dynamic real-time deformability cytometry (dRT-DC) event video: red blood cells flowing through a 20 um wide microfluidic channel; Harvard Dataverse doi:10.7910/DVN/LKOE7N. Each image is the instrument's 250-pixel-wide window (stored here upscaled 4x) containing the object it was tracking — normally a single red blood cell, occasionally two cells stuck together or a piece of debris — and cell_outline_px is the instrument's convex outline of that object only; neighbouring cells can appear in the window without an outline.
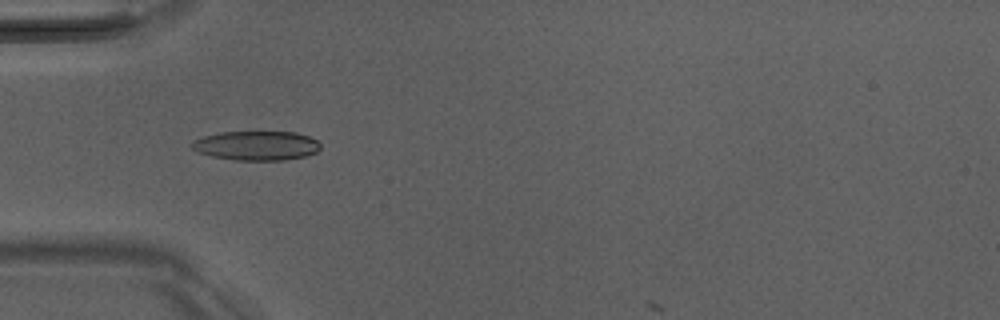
{"species": "Egyptian fruit bat (a non-hibernating species)", "species_latin": "Rousettus aegyptiacus", "temperature_condition": "room temperature", "stored_images_in_passage": 50, "camera_frame_rate_fps": 3000, "um_per_image_px": 0.085, "animal": {"sex": "male"}, "frame": {"image": 1, "passage_image": 17, "time_ms": 5.333, "image_size_px": [1000, 320], "cell_outline_px": [[320, 148], [316, 152], [304, 156], [284, 160], [236, 160], [212, 156], [196, 152], [188, 144], [192, 140], [204, 136], [220, 132], [296, 132], [308, 136], [316, 140], [320, 144]], "centroid_in_image_um": [21.75, 12.37], "position_along_channel_um": 63.3, "area_um2": 22.02}}
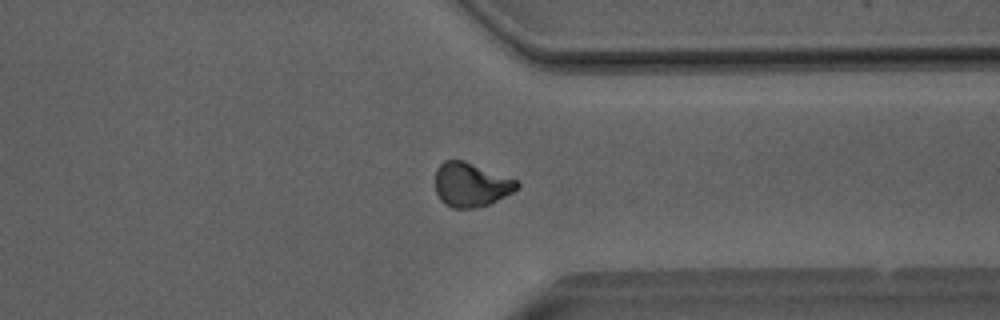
{"frame": {"image": 2, "passage_image": 40, "time_ms": 13.0, "image_size_px": [1000, 320], "cell_outline_px": [[520, 184], [512, 192], [488, 204], [476, 208], [452, 208], [444, 204], [440, 200], [436, 192], [436, 168], [444, 160], [464, 160], [516, 180]], "centroid_in_image_um": [39.99, 15.7], "position_along_channel_um": 371.4, "area_um2": 20.81}}
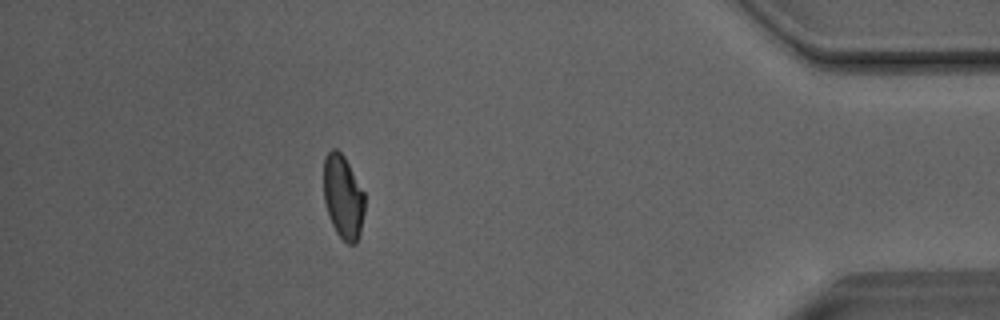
{"frame": {"image": 3, "passage_image": 46, "time_ms": 15.0, "image_size_px": [1000, 320], "cell_outline_px": [[364, 212], [360, 232], [356, 244], [348, 244], [336, 232], [328, 216], [324, 200], [324, 156], [332, 148], [336, 148], [344, 156], [364, 192]], "centroid_in_image_um": [29.15, 16.73], "position_along_channel_um": 406.0, "area_um2": 20.0}}